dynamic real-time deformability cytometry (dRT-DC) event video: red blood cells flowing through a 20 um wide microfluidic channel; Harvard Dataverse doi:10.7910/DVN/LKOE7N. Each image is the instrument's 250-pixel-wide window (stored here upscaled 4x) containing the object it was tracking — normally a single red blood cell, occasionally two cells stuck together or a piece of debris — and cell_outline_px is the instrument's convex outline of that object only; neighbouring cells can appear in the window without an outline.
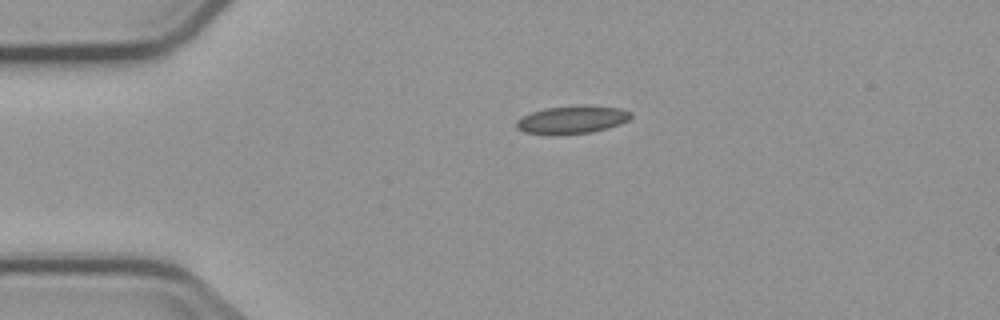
{"species": "common noctule bat (a hibernating species)", "species_latin": "Nyctalus noctula", "temperature_condition": "cold", "stored_images_in_passage": 2, "camera_frame_rate_fps": 3000, "um_per_image_px": 0.085, "animal": {"sex": "male", "body_mass_g": 23.1, "forearm_length_mm": 52.7}, "frame": {"image": 1, "passage_image": 1, "time_ms": 0.0, "image_size_px": [1000, 320], "cell_outline_px": [[632, 116], [628, 120], [620, 124], [608, 128], [592, 132], [556, 136], [552, 136], [524, 132], [516, 128], [516, 120], [532, 112], [544, 108], [580, 104], [588, 104], [620, 108], [632, 112]], "centroid_in_image_um": [48.63, 10.17], "position_along_channel_um": 36.4, "area_um2": 19.25}}